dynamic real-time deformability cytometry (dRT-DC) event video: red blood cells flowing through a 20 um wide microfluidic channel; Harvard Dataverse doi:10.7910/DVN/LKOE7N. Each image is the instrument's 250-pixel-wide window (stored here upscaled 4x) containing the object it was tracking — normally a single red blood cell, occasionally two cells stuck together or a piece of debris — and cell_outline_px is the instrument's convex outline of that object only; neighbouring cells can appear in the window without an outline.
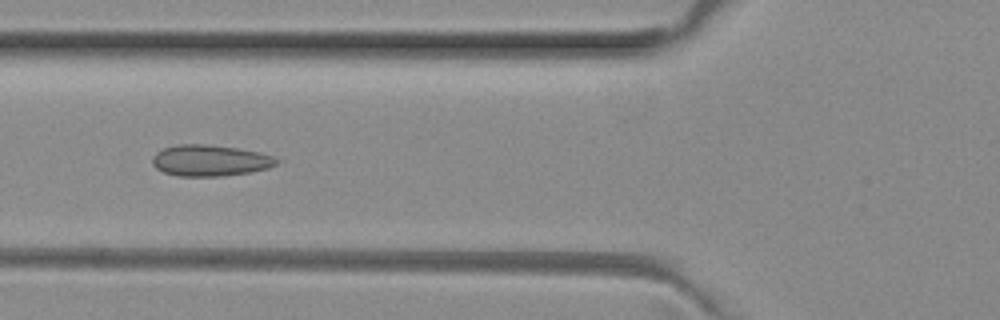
{"species": "common noctule bat (a hibernating species)", "species_latin": "Nyctalus noctula", "temperature_condition": "room temperature", "stored_images_in_passage": 6, "camera_frame_rate_fps": 3000, "um_per_image_px": 0.085, "animal": {"sex": "female", "body_mass_g": 29.2, "forearm_length_mm": 56.3}, "frame": {"image": 1, "passage_image": 6, "time_ms": 1.667, "image_size_px": [1000, 320], "cell_outline_px": [[284, 160], [268, 168], [252, 172], [220, 176], [176, 176], [164, 172], [156, 168], [152, 164], [152, 156], [156, 152], [164, 148], [176, 144], [204, 144], [236, 148], [260, 152]], "centroid_in_image_um": [17.86, 13.64], "position_along_channel_um": 107.9, "area_um2": 22.77}}